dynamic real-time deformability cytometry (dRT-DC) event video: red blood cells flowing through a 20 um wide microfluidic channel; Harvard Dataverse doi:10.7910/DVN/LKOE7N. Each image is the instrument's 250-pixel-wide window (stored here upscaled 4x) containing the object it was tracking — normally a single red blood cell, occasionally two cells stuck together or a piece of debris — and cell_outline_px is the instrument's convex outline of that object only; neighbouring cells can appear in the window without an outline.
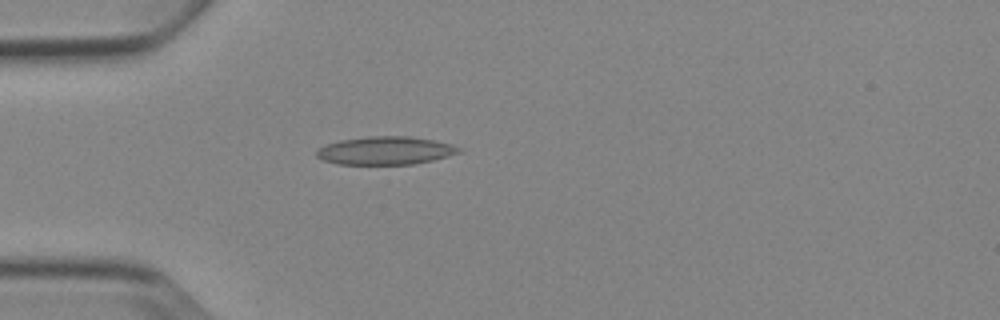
{"species": "Egyptian fruit bat (a non-hibernating species)", "species_latin": "Rousettus aegyptiacus", "temperature_condition": "cold", "stored_images_in_passage": 38, "camera_frame_rate_fps": 3000, "um_per_image_px": 0.085, "animal": {"sex": "female"}, "frame": {"image": 1, "passage_image": 1, "time_ms": 0.0, "image_size_px": [1000, 320], "cell_outline_px": [[464, 148], [460, 152], [448, 156], [432, 160], [412, 164], [336, 164], [324, 160], [316, 156], [316, 152], [320, 148], [328, 144], [340, 140], [368, 136], [412, 136], [452, 144]], "centroid_in_image_um": [32.79, 12.79], "position_along_channel_um": 52.2, "area_um2": 23.24}}
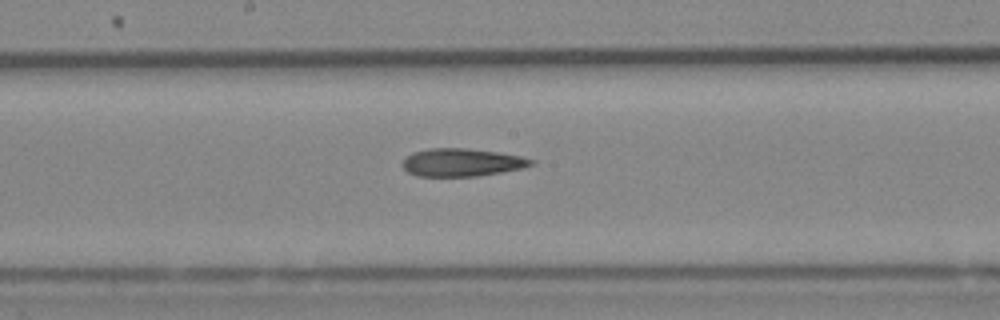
{"frame": {"image": 2, "passage_image": 14, "time_ms": 4.333, "image_size_px": [1000, 320], "cell_outline_px": [[536, 164], [524, 168], [476, 176], [416, 176], [408, 172], [400, 164], [412, 152], [428, 148], [464, 148], [496, 152], [520, 156], [536, 160]], "centroid_in_image_um": [39.26, 13.8], "position_along_channel_um": 208.9, "area_um2": 20.92}}
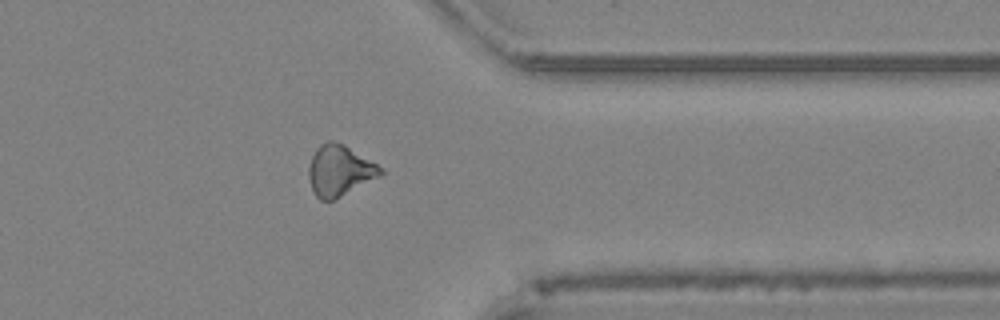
{"frame": {"image": 3, "passage_image": 28, "time_ms": 9.0, "image_size_px": [1000, 320], "cell_outline_px": [[384, 172], [380, 176], [332, 200], [320, 200], [316, 196], [312, 188], [308, 176], [308, 168], [312, 156], [316, 148], [320, 144], [328, 140], [332, 140], [344, 144], [376, 164]], "centroid_in_image_um": [28.82, 14.48], "position_along_channel_um": 382.6, "area_um2": 20.92}}